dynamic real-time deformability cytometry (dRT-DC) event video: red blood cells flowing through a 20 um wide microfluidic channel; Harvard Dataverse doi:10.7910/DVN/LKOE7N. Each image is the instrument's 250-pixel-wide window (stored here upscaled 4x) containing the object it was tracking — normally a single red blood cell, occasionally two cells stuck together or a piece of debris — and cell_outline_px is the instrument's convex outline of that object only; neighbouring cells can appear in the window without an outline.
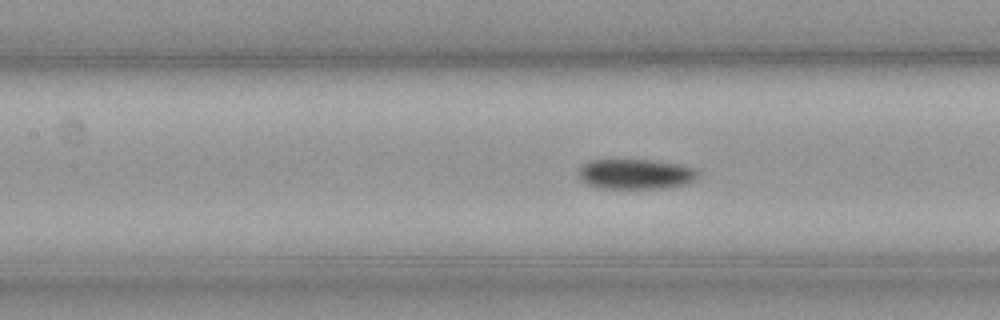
{"species": "common noctule bat (a hibernating species)", "species_latin": "Nyctalus noctula", "temperature_condition": "cold", "stored_images_in_passage": 47, "camera_frame_rate_fps": 3000, "um_per_image_px": 0.085, "animal": {"sex": "male", "body_mass_g": 23.1, "forearm_length_mm": 52.7}, "frame": {"image": 1, "passage_image": 14, "time_ms": 4.333, "image_size_px": [1000, 320], "cell_outline_px": [[700, 176], [696, 180], [684, 184], [668, 188], [600, 188], [588, 184], [580, 180], [580, 168], [588, 160], [652, 160], [680, 164], [696, 168], [700, 172]], "centroid_in_image_um": [54.1, 14.79], "position_along_channel_um": 153.3, "area_um2": 21.1}}
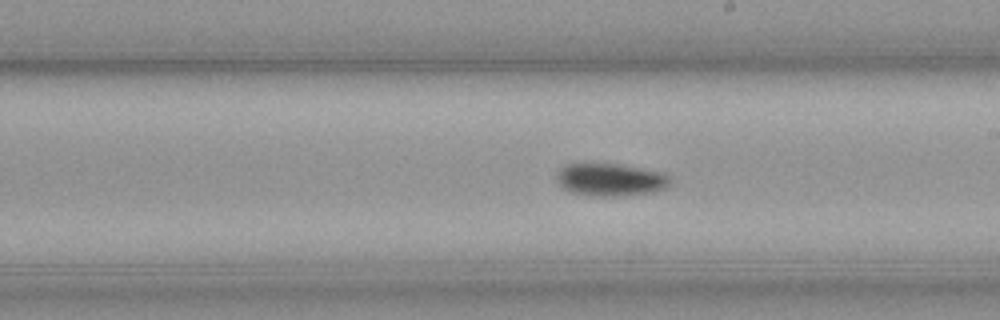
{"frame": {"image": 2, "passage_image": 21, "time_ms": 6.667, "image_size_px": [1000, 320], "cell_outline_px": [[668, 188], [656, 192], [616, 196], [588, 196], [572, 192], [560, 188], [556, 180], [556, 172], [564, 164], [616, 164], [640, 168], [656, 172], [668, 176]], "centroid_in_image_um": [51.8, 15.29], "position_along_channel_um": 237.2, "area_um2": 21.56}, "authors_computed_cell_mechanics": {"area_um2": 20.8658, "velocity_mm_per_s": 3.5903, "shape_relaxation_time_tau1_ms": 4.4849, "shape_relaxation_time_tau2_ms": null, "deformation_change_tau1": 0.0991, "deformation_change_tau2": null}}